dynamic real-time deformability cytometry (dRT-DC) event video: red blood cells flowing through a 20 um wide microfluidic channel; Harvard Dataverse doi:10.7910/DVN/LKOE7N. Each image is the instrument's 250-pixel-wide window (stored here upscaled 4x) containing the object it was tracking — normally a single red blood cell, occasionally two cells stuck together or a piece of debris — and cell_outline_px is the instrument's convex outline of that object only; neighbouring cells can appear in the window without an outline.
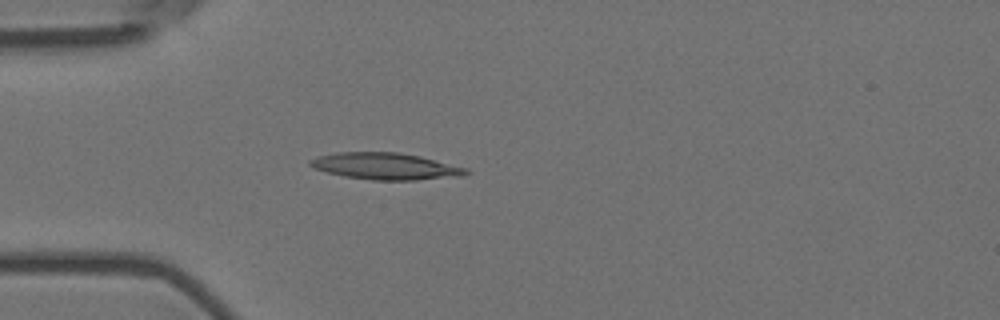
{"species": "Egyptian fruit bat (a non-hibernating species)", "species_latin": "Rousettus aegyptiacus", "temperature_condition": "room temperature", "stored_images_in_passage": 5, "camera_frame_rate_fps": 3000, "um_per_image_px": 0.085, "animal": {"sex": "female"}, "frame": {"image": 1, "passage_image": 5, "time_ms": 1.333, "image_size_px": [1000, 320], "cell_outline_px": [[472, 172], [464, 176], [416, 180], [372, 180], [344, 176], [328, 172], [316, 168], [308, 164], [308, 160], [320, 156], [336, 152], [400, 152], [420, 156], [468, 168]], "centroid_in_image_um": [32.84, 14.13], "position_along_channel_um": 52.2, "area_um2": 24.33}}